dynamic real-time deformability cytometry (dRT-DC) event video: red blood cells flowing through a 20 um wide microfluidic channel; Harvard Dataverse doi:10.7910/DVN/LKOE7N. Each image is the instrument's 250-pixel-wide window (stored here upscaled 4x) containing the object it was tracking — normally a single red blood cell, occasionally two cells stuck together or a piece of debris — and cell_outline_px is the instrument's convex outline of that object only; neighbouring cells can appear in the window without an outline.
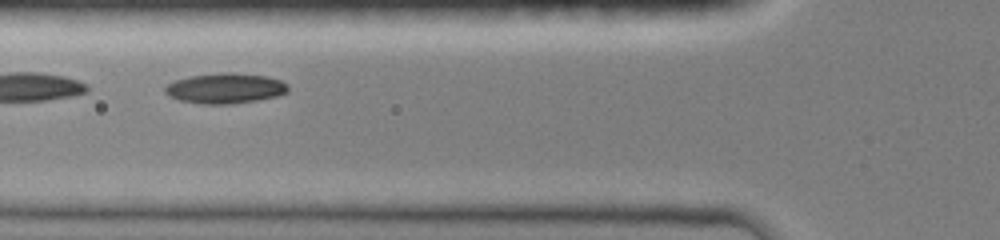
{"species": "common noctule bat (a hibernating species)", "species_latin": "Nyctalus noctula", "temperature_condition": "room temperature", "stored_images_in_passage": 7, "camera_frame_rate_fps": 3000, "um_per_image_px": 0.085, "animal": {"sex": "female", "body_mass_g": 19.0, "forearm_length_mm": 51.5}, "frame": {"image": 1, "passage_image": 4, "time_ms": 2.667, "image_size_px": [1000, 240], "cell_outline_px": [[288, 92], [276, 96], [256, 100], [228, 104], [204, 104], [180, 100], [168, 96], [164, 92], [164, 88], [168, 84], [176, 80], [188, 76], [224, 72], [232, 72], [264, 76], [280, 80], [288, 84]], "centroid_in_image_um": [19.13, 7.5], "position_along_channel_um": 106.7, "area_um2": 21.62}}
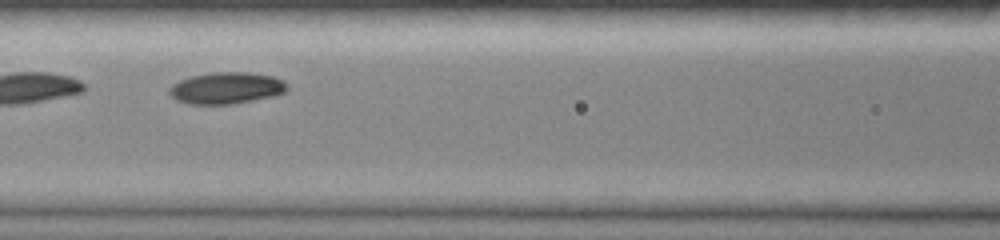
{"frame": {"image": 2, "passage_image": 5, "time_ms": 3.667, "image_size_px": [1000, 240], "cell_outline_px": [[288, 88], [284, 92], [276, 96], [232, 104], [188, 104], [176, 100], [168, 92], [168, 88], [172, 84], [180, 80], [192, 76], [212, 72], [248, 72], [272, 76], [284, 80]], "centroid_in_image_um": [19.24, 7.48], "position_along_channel_um": 147.4, "area_um2": 21.85}}
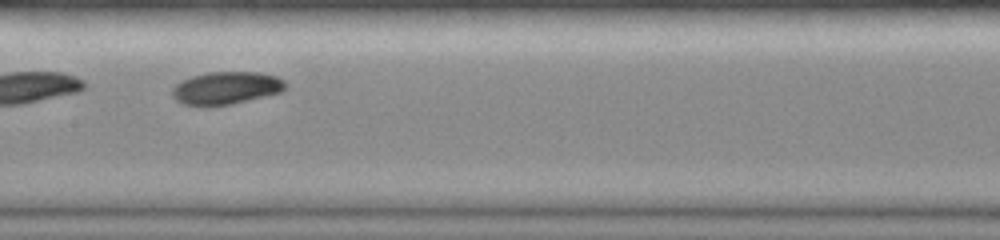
{"frame": {"image": 3, "passage_image": 6, "time_ms": 4.667, "image_size_px": [1000, 240], "cell_outline_px": [[284, 88], [280, 92], [232, 104], [212, 108], [204, 108], [184, 104], [176, 100], [172, 96], [172, 88], [176, 84], [192, 76], [208, 72], [260, 72], [276, 76], [284, 80]], "centroid_in_image_um": [19.17, 7.51], "position_along_channel_um": 188.2, "area_um2": 21.79}}